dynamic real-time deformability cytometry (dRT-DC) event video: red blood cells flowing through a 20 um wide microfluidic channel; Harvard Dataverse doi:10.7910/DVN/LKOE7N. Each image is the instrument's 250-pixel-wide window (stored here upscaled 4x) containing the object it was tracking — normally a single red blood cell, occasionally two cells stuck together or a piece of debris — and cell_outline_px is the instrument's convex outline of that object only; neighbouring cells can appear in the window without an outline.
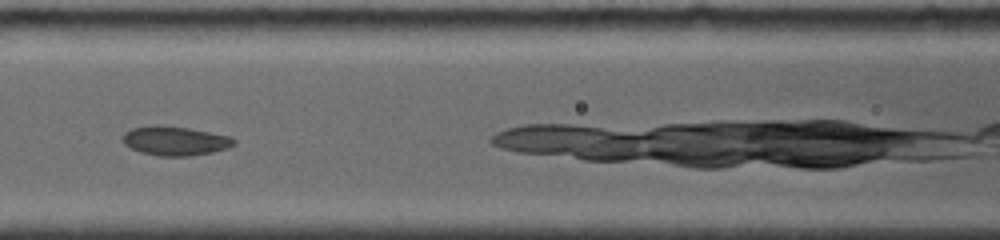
{"species": "common noctule bat (a hibernating species)", "species_latin": "Nyctalus noctula", "temperature_condition": "room temperature", "stored_images_in_passage": 7, "camera_frame_rate_fps": 4000, "um_per_image_px": 0.085, "animal": {"sex": "female", "body_mass_g": 19.0, "forearm_length_mm": 56.7}, "frame": {"image": 1, "passage_image": 3, "time_ms": 2.25, "image_size_px": [1000, 240], "cell_outline_px": [[236, 144], [212, 152], [188, 156], [160, 156], [140, 152], [124, 144], [124, 132], [132, 128], [156, 124], [188, 128], [232, 136], [236, 140]], "centroid_in_image_um": [14.89, 11.96], "position_along_channel_um": 151.7, "area_um2": 18.84}}